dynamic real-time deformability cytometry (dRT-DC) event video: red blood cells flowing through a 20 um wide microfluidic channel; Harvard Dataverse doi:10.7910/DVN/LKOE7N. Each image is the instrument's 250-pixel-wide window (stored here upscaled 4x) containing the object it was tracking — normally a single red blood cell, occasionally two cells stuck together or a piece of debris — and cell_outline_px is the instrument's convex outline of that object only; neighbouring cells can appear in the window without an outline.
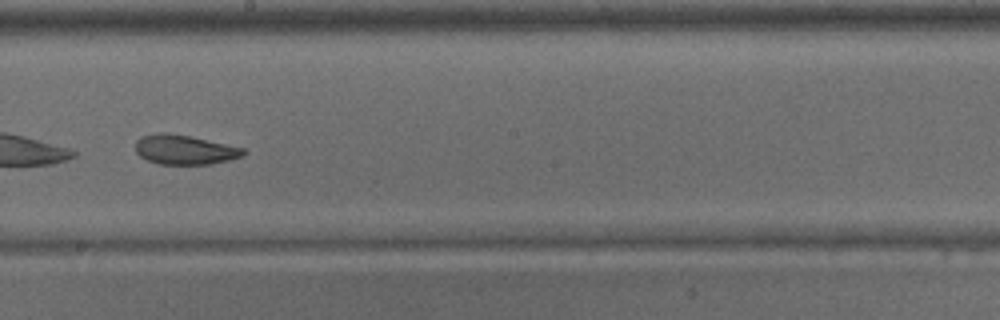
{"species": "common noctule bat (a hibernating species)", "species_latin": "Nyctalus noctula", "temperature_condition": "warm", "stored_images_in_passage": 31, "camera_frame_rate_fps": 3000, "um_per_image_px": 0.085, "animal": {"sex": "male", "body_mass_g": 15.6}, "frame": {"image": 1, "passage_image": 14, "time_ms": 4.333, "image_size_px": [1000, 320], "cell_outline_px": [[248, 152], [244, 156], [212, 164], [160, 164], [148, 160], [140, 156], [136, 152], [136, 140], [140, 136], [160, 132], [168, 132], [188, 136], [244, 148]], "centroid_in_image_um": [15.69, 12.72], "position_along_channel_um": 232.5, "area_um2": 18.55}}